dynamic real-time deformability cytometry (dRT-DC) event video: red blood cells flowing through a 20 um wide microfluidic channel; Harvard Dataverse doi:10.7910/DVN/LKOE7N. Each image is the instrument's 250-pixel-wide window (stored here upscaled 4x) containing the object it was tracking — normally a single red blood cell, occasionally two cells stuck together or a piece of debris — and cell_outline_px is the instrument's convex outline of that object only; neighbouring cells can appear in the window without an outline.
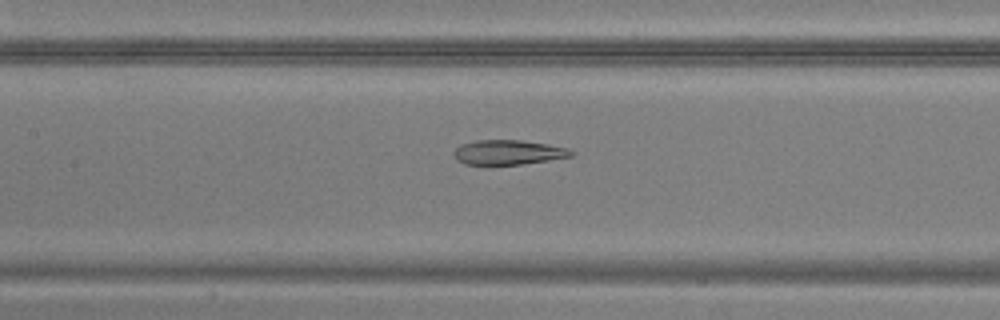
{"species": "common noctule bat (a hibernating species)", "species_latin": "Nyctalus noctula", "temperature_condition": "warm", "stored_images_in_passage": 41, "camera_frame_rate_fps": 3000, "um_per_image_px": 0.085, "animal": {"sex": "male", "body_mass_g": 20.5, "forearm_length_mm": 52.5}, "frame": {"image": 1, "passage_image": 15, "time_ms": 4.667, "image_size_px": [1000, 320], "cell_outline_px": [[576, 152], [572, 156], [548, 160], [520, 164], [488, 168], [484, 168], [464, 164], [456, 160], [452, 152], [460, 144], [476, 140], [520, 140], [548, 144], [568, 148]], "centroid_in_image_um": [43.11, 12.99], "position_along_channel_um": 164.3, "area_um2": 17.74}}
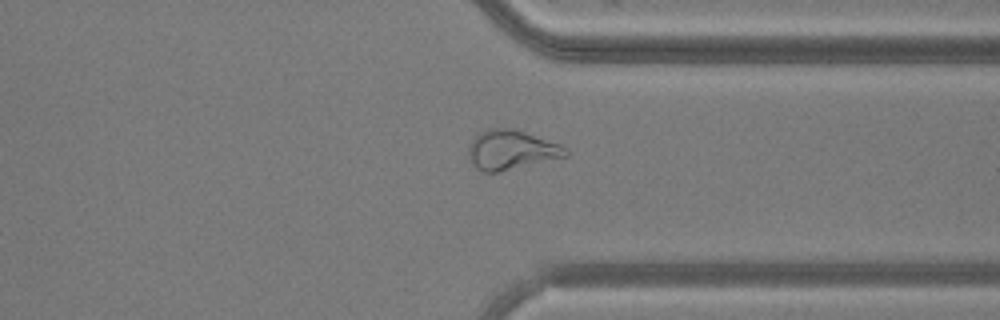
{"frame": {"image": 2, "passage_image": 30, "time_ms": 9.667, "image_size_px": [1000, 320], "cell_outline_px": [[568, 156], [496, 172], [484, 172], [476, 168], [472, 164], [468, 152], [468, 144], [480, 132], [492, 128], [512, 128], [560, 144], [568, 148]], "centroid_in_image_um": [43.45, 12.74], "position_along_channel_um": 368.0, "area_um2": 22.08}}
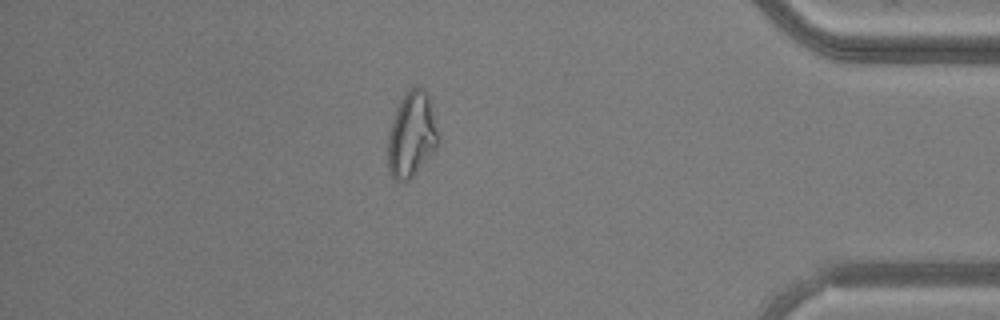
{"frame": {"image": 3, "passage_image": 35, "time_ms": 11.333, "image_size_px": [1000, 320], "cell_outline_px": [[436, 148], [412, 176], [408, 180], [396, 180], [388, 172], [388, 132], [396, 108], [404, 96], [416, 84], [424, 88], [428, 96], [436, 128]], "centroid_in_image_um": [34.94, 11.44], "position_along_channel_um": 400.3, "area_um2": 24.28}}